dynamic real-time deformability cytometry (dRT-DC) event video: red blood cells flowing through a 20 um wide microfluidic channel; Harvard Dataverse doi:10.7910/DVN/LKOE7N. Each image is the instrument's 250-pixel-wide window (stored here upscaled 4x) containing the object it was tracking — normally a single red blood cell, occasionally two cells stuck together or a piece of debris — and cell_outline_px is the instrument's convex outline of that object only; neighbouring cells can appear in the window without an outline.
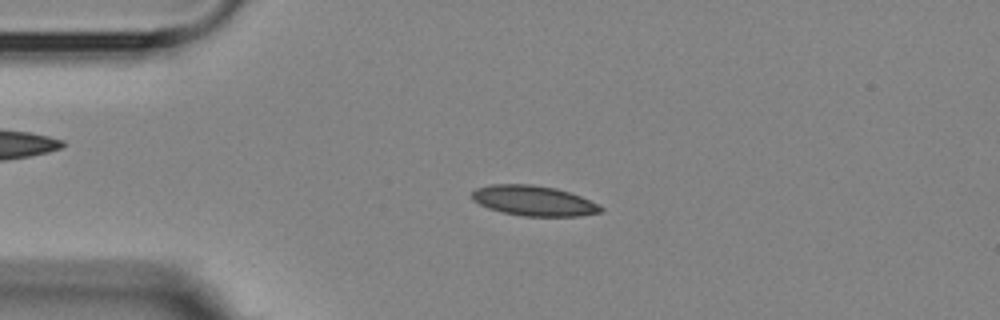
{"species": "Egyptian fruit bat (a non-hibernating species)", "species_latin": "Rousettus aegyptiacus", "temperature_condition": "room temperature", "stored_images_in_passage": 2, "camera_frame_rate_fps": 3000, "um_per_image_px": 0.085, "animal": {"sex": "female"}, "frame": {"image": 1, "passage_image": 1, "time_ms": 0.0, "image_size_px": [1000, 320], "cell_outline_px": [[604, 212], [580, 216], [524, 216], [504, 212], [488, 208], [472, 200], [472, 192], [476, 188], [492, 184], [532, 184], [556, 188], [580, 196], [600, 204], [604, 208]], "centroid_in_image_um": [45.4, 17.06], "position_along_channel_um": 39.6, "area_um2": 22.72}}